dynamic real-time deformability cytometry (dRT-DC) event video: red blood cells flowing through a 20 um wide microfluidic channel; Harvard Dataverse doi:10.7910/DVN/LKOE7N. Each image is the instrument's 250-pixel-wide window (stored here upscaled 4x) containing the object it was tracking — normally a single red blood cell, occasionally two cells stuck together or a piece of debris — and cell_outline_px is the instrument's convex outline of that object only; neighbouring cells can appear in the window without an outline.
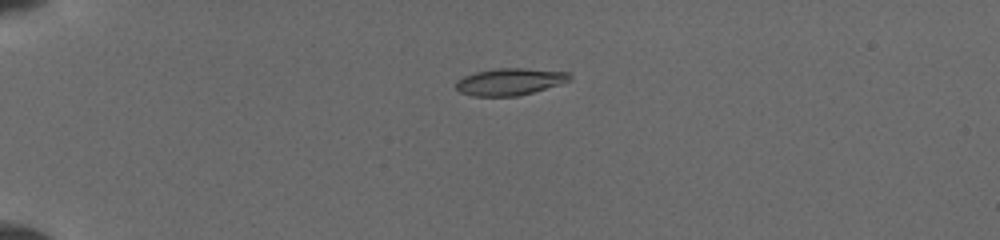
{"species": "common noctule bat (a hibernating species)", "species_latin": "Nyctalus noctula", "temperature_condition": "cold", "stored_images_in_passage": 55, "camera_frame_rate_fps": 3000, "um_per_image_px": 0.085, "animal": {"sex": "female", "body_mass_g": 19.5, "forearm_length_mm": 54.1}, "frame": {"image": 1, "passage_image": 1, "time_ms": 0.0, "image_size_px": [1000, 240], "cell_outline_px": [[572, 80], [560, 84], [532, 92], [516, 96], [472, 96], [460, 92], [456, 88], [456, 80], [464, 76], [476, 72], [496, 68], [524, 68], [568, 72], [572, 76]], "centroid_in_image_um": [43.33, 6.94], "position_along_channel_um": 41.7, "area_um2": 17.86}}
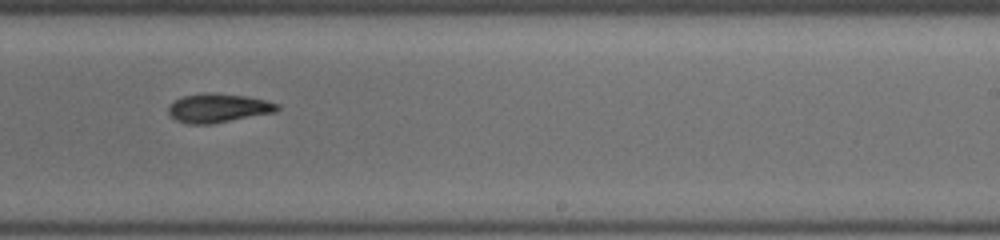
{"frame": {"image": 2, "passage_image": 29, "time_ms": 7.0, "image_size_px": [1000, 240], "cell_outline_px": [[280, 108], [276, 112], [208, 124], [188, 124], [176, 120], [168, 112], [168, 104], [184, 96], [204, 92], [212, 92], [248, 96], [280, 104]], "centroid_in_image_um": [18.55, 9.17], "position_along_channel_um": 270.5, "area_um2": 18.32}}
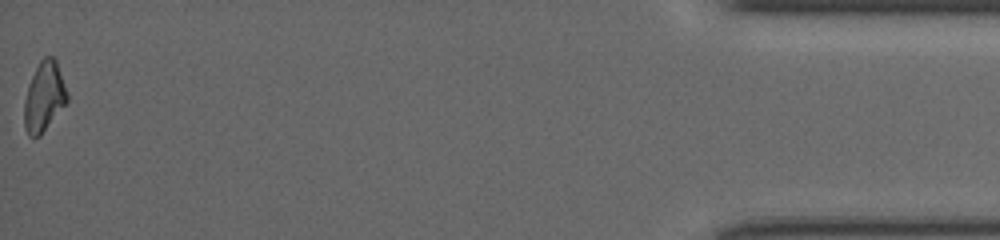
{"frame": {"image": 3, "passage_image": 55, "time_ms": 13.0, "image_size_px": [1000, 240], "cell_outline_px": [[68, 100], [40, 136], [28, 136], [24, 128], [24, 100], [28, 84], [40, 60], [44, 56], [52, 56], [56, 60], [68, 92]], "centroid_in_image_um": [3.74, 8.22], "position_along_channel_um": 431.5, "area_um2": 17.4}}